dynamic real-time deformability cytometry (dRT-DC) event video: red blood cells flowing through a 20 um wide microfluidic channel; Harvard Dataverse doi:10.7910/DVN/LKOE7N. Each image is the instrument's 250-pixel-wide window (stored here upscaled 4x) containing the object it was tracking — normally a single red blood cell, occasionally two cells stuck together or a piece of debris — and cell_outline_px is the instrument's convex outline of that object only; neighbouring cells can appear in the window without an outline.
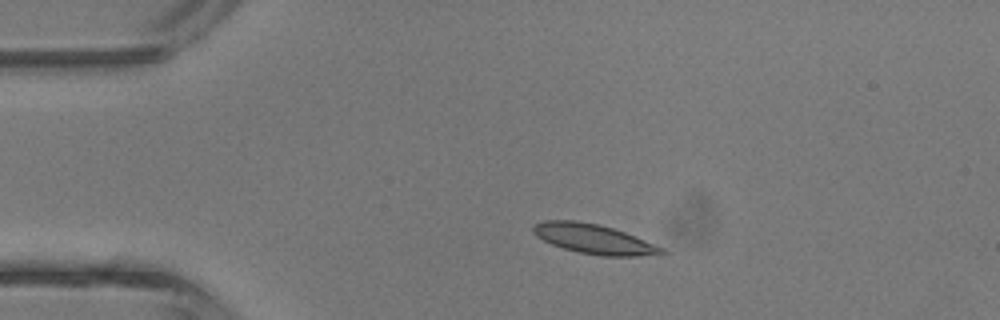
{"species": "common noctule bat (a hibernating species)", "species_latin": "Nyctalus noctula", "temperature_condition": "room temperature", "stored_images_in_passage": 3, "camera_frame_rate_fps": 3000, "um_per_image_px": 0.085, "animal": {"sex": "male", "body_mass_g": 13.3}, "frame": {"image": 1, "passage_image": 2, "time_ms": 2.0, "image_size_px": [1000, 320], "cell_outline_px": [[668, 252], [660, 256], [600, 256], [576, 252], [552, 244], [536, 236], [532, 232], [532, 228], [536, 224], [544, 220], [576, 220], [600, 224], [624, 232], [664, 248]], "centroid_in_image_um": [50.52, 20.33], "position_along_channel_um": 34.5, "area_um2": 22.37}}